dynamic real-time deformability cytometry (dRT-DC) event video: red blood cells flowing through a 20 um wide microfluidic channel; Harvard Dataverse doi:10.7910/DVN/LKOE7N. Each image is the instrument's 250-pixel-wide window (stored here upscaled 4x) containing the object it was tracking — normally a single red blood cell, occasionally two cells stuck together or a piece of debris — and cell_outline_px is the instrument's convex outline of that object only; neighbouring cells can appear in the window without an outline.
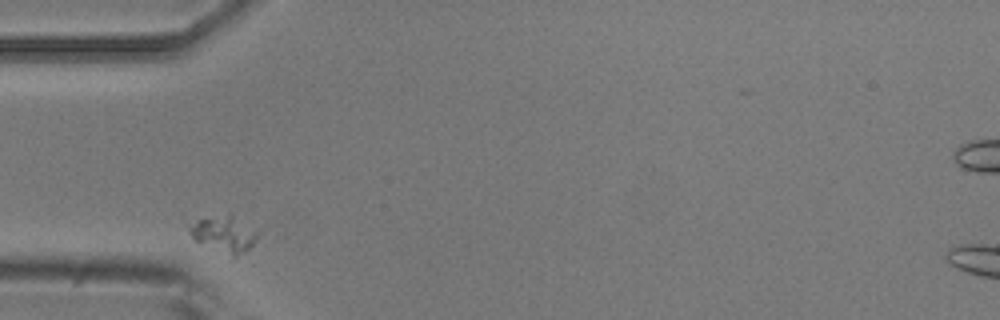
{"species": "common noctule bat (a hibernating species)", "species_latin": "Nyctalus noctula", "temperature_condition": "room temperature", "stored_images_in_passage": 32, "camera_frame_rate_fps": 3000, "um_per_image_px": 0.085, "animal": {"sex": "male", "body_mass_g": 20.5, "forearm_length_mm": 52.5}, "frame": {"image": 1, "passage_image": 1, "time_ms": 0.0, "image_size_px": [1000, 320], "cell_outline_px": [[260, 232], [256, 240], [244, 252], [236, 256], [232, 256], [196, 240], [192, 236], [188, 228], [200, 220], [228, 212], [232, 212]], "centroid_in_image_um": [19.14, 19.84], "position_along_channel_um": 65.9, "area_um2": 14.16}}
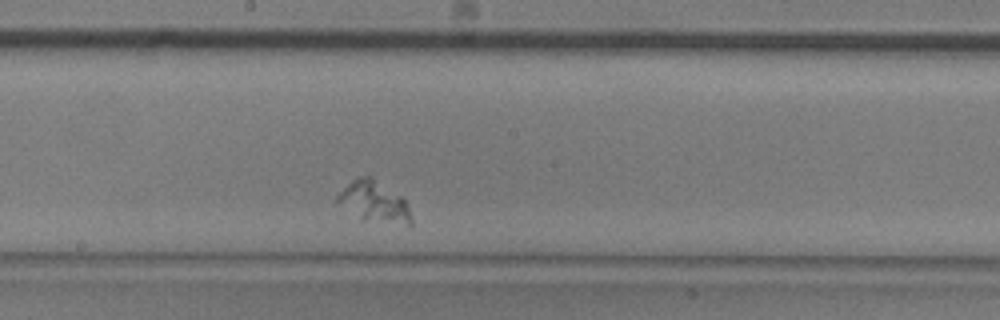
{"frame": {"image": 2, "passage_image": 15, "time_ms": 4.667, "image_size_px": [1000, 320], "cell_outline_px": [[412, 224], [408, 224], [364, 220], [336, 200], [336, 196], [352, 180], [368, 172], [400, 196], [408, 204], [412, 216]], "centroid_in_image_um": [31.83, 17.09], "position_along_channel_um": 216.4, "area_um2": 17.28}}
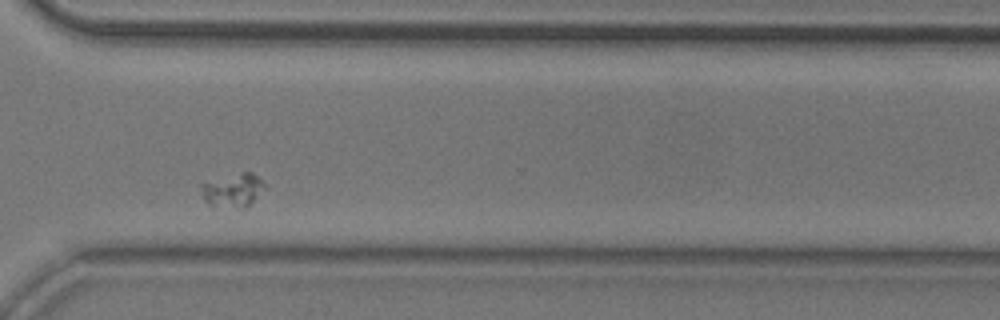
{"frame": {"image": 3, "passage_image": 27, "time_ms": 8.667, "image_size_px": [1000, 320], "cell_outline_px": [[268, 188], [244, 208], [208, 204], [204, 200], [200, 184], [244, 172], [252, 172]], "centroid_in_image_um": [19.84, 16.17], "position_along_channel_um": 350.8, "area_um2": 11.96}}